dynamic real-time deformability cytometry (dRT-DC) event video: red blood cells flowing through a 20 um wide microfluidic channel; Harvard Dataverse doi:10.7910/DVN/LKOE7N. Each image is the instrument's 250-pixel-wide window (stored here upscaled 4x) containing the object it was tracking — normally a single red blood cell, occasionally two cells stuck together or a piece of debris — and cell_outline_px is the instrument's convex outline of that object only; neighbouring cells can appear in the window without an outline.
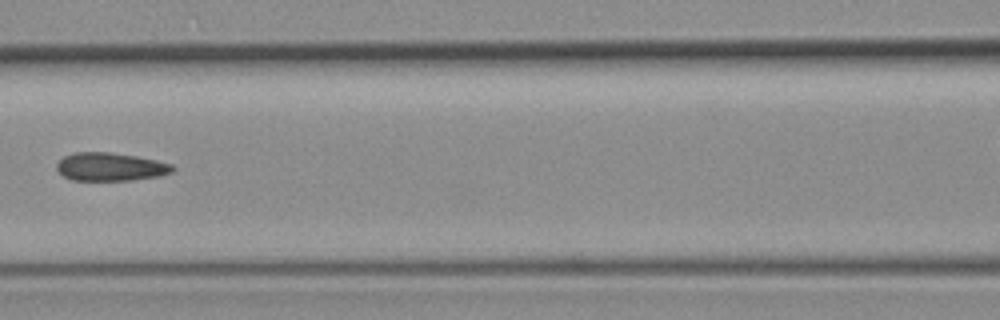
{"species": "common noctule bat (a hibernating species)", "species_latin": "Nyctalus noctula", "temperature_condition": "room temperature", "stored_images_in_passage": 7, "camera_frame_rate_fps": 3000, "um_per_image_px": 0.085, "animal": {"sex": "female", "body_mass_g": 19.3, "forearm_length_mm": 54.1}, "frame": {"image": 1, "passage_image": 7, "time_ms": 8.0, "image_size_px": [1000, 320], "cell_outline_px": [[176, 168], [172, 172], [160, 176], [132, 180], [72, 180], [64, 176], [56, 168], [56, 164], [64, 156], [76, 152], [108, 152], [136, 156], [156, 160], [172, 164]], "centroid_in_image_um": [9.41, 14.18], "position_along_channel_um": 157.2, "area_um2": 19.02}}